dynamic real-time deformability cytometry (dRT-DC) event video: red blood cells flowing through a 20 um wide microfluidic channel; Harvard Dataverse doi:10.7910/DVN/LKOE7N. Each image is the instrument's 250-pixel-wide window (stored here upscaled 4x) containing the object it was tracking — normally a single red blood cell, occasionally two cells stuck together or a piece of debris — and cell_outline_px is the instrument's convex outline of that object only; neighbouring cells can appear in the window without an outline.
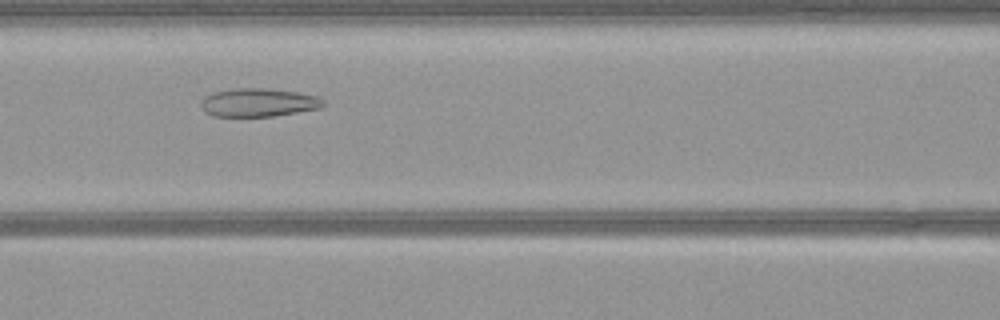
{"species": "common noctule bat (a hibernating species)", "species_latin": "Nyctalus noctula", "temperature_condition": "warm", "stored_images_in_passage": 48, "camera_frame_rate_fps": 3000, "um_per_image_px": 0.085, "animal": {"sex": "female", "body_mass_g": 21.9}, "frame": {"image": 1, "passage_image": 18, "time_ms": 5.667, "image_size_px": [1000, 320], "cell_outline_px": [[328, 104], [320, 108], [272, 116], [212, 116], [204, 112], [200, 104], [200, 100], [204, 96], [216, 92], [232, 88], [264, 88], [296, 92], [316, 96], [324, 100]], "centroid_in_image_um": [21.94, 8.71], "position_along_channel_um": 144.7, "area_um2": 20.23}}
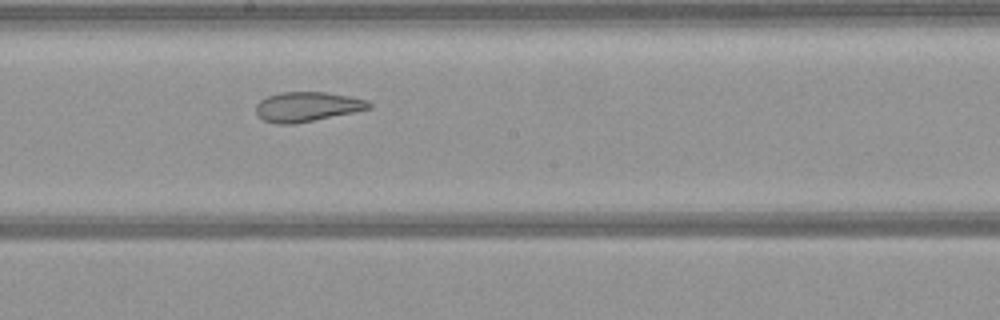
{"frame": {"image": 2, "passage_image": 24, "time_ms": 7.667, "image_size_px": [1000, 320], "cell_outline_px": [[372, 108], [296, 124], [276, 124], [264, 120], [256, 112], [256, 104], [260, 100], [268, 96], [280, 92], [328, 92], [368, 100], [372, 104]], "centroid_in_image_um": [26.11, 9.07], "position_along_channel_um": 222.1, "area_um2": 19.54}}
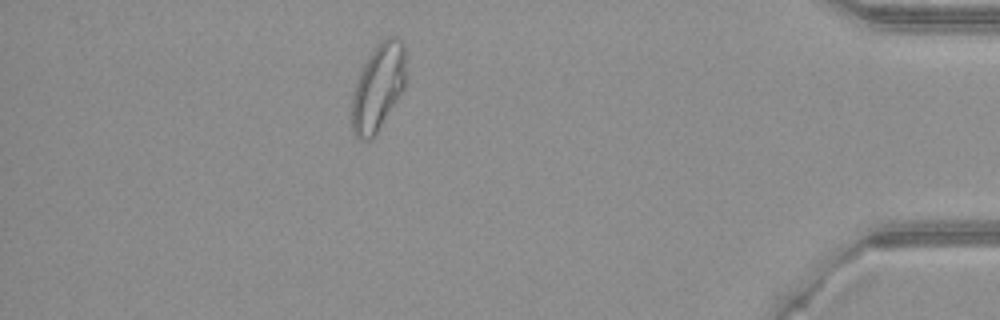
{"frame": {"image": 3, "passage_image": 42, "time_ms": 13.667, "image_size_px": [1000, 320], "cell_outline_px": [[404, 88], [376, 136], [372, 140], [360, 140], [352, 132], [352, 96], [360, 72], [368, 56], [376, 44], [380, 40], [388, 36], [396, 36], [404, 44]], "centroid_in_image_um": [32.13, 7.45], "position_along_channel_um": 403.1, "area_um2": 27.4}}